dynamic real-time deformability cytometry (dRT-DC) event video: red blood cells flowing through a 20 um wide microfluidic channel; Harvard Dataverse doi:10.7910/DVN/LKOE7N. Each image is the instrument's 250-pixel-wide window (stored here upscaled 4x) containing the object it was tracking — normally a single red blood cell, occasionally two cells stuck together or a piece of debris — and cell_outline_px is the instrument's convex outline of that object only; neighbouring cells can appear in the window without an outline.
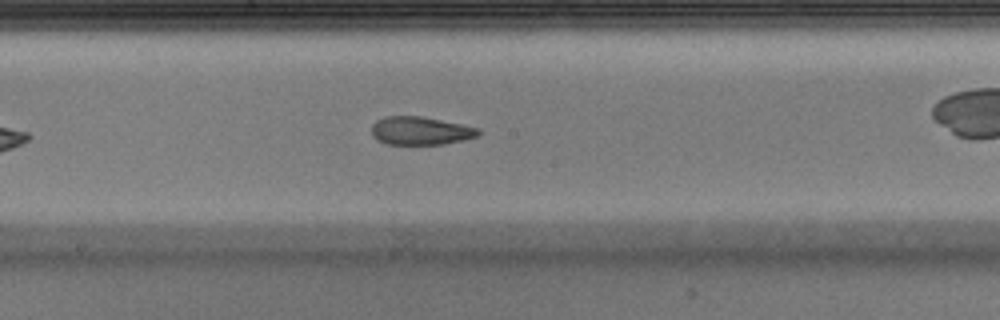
{"species": "Egyptian fruit bat (a non-hibernating species)", "species_latin": "Rousettus aegyptiacus", "temperature_condition": "warm", "stored_images_in_passage": 28, "camera_frame_rate_fps": 3000, "um_per_image_px": 0.085, "animal": {"sex": "male"}, "frame": {"image": 1, "passage_image": 16, "time_ms": 5.0, "image_size_px": [1000, 320], "cell_outline_px": [[480, 132], [476, 136], [464, 140], [444, 144], [388, 144], [376, 140], [372, 136], [372, 124], [376, 120], [384, 116], [420, 116], [464, 124], [480, 128]], "centroid_in_image_um": [35.73, 11.11], "position_along_channel_um": 212.5, "area_um2": 17.69}, "authors_computed_cell_mechanics": {"area_um2": 18.7272, "velocity_mm_per_s": 3.9891, "shape_relaxation_time_tau1_ms": 8.8758, "shape_relaxation_time_tau2_ms": 3.0792, "deformation_change_tau1": 0.2745, "deformation_change_tau2": 0.0925}}